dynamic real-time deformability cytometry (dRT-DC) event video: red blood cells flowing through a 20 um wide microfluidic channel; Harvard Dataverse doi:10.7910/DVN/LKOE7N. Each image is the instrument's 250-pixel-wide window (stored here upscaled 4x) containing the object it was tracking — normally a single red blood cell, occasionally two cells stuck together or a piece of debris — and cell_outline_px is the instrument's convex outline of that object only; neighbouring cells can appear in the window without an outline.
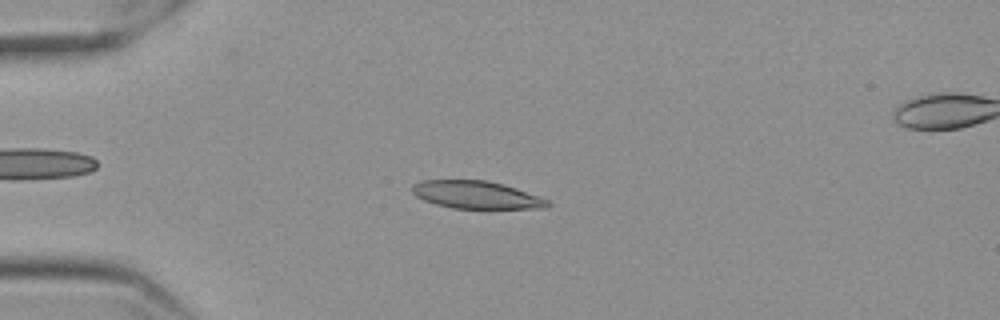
{"species": "Egyptian fruit bat (a non-hibernating species)", "species_latin": "Rousettus aegyptiacus", "temperature_condition": "cold", "stored_images_in_passage": 58, "camera_frame_rate_fps": 3000, "um_per_image_px": 0.085, "frame": {"image": 1, "passage_image": 15, "time_ms": 4.667, "image_size_px": [1000, 320], "cell_outline_px": [[552, 204], [548, 208], [452, 208], [436, 204], [424, 200], [416, 196], [412, 192], [412, 184], [424, 180], [488, 180], [504, 184], [516, 188], [548, 200]], "centroid_in_image_um": [40.49, 16.56], "position_along_channel_um": 44.5, "area_um2": 21.73}}
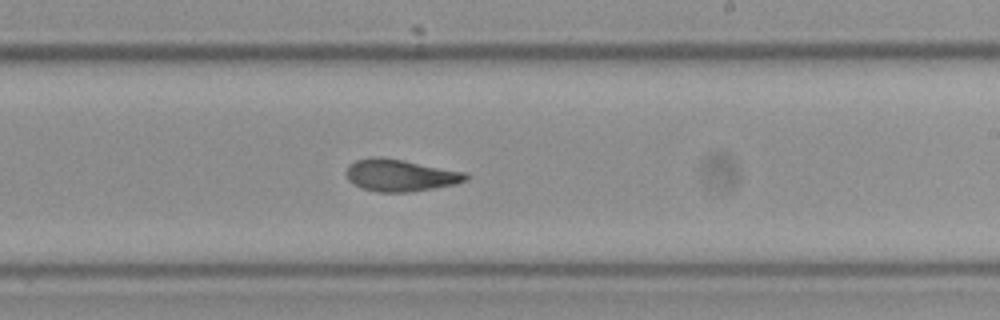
{"frame": {"image": 2, "passage_image": 35, "time_ms": 11.333, "image_size_px": [1000, 320], "cell_outline_px": [[468, 180], [456, 184], [408, 192], [376, 192], [360, 188], [352, 184], [348, 180], [344, 172], [348, 164], [356, 160], [376, 156], [380, 156], [404, 160], [468, 172]], "centroid_in_image_um": [33.99, 14.89], "position_along_channel_um": 255.0, "area_um2": 22.72}}
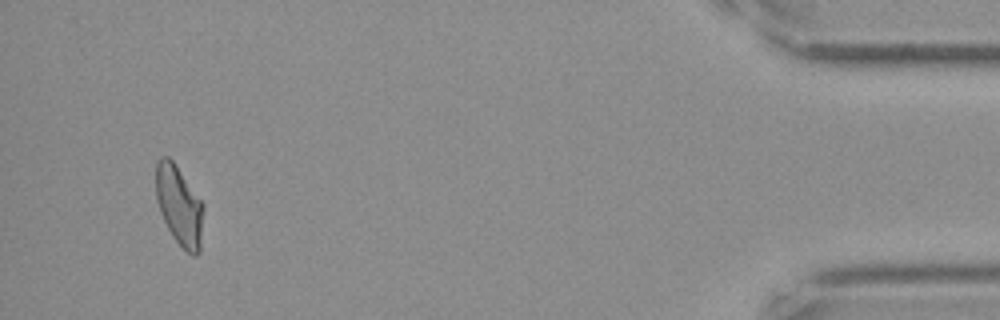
{"frame": {"image": 3, "passage_image": 55, "time_ms": 18.0, "image_size_px": [1000, 320], "cell_outline_px": [[204, 208], [200, 252], [196, 256], [192, 256], [172, 236], [160, 212], [156, 200], [156, 160], [160, 156], [168, 156], [172, 160], [204, 204]], "centroid_in_image_um": [15.24, 17.47], "position_along_channel_um": 420.0, "area_um2": 22.08}, "authors_computed_cell_mechanics": {"area_um2": 22.1952, "velocity_mm_per_s": 3.5318, "shape_relaxation_time_tau1_ms": 9.3845, "shape_relaxation_time_tau2_ms": 3.1839, "deformation_change_tau1": 0.2142, "deformation_change_tau2": 0.0748}}